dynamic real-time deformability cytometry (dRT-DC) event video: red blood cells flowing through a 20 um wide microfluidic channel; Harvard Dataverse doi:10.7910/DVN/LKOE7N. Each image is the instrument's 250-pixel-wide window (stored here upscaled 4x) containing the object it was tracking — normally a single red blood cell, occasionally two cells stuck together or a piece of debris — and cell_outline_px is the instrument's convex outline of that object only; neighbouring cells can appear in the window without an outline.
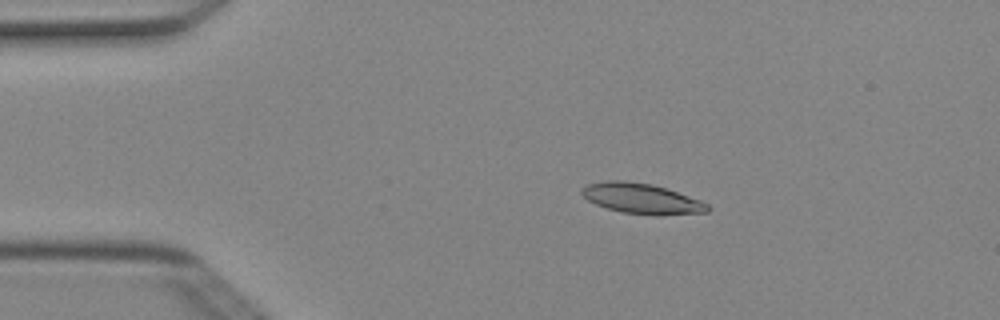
{"species": "Egyptian fruit bat (a non-hibernating species)", "species_latin": "Rousettus aegyptiacus", "temperature_condition": "cold", "stored_images_in_passage": 4, "camera_frame_rate_fps": 3000, "um_per_image_px": 0.085, "animal": {"sex": "female"}, "frame": {"image": 1, "passage_image": 2, "time_ms": 0.333, "image_size_px": [1000, 320], "cell_outline_px": [[712, 208], [708, 212], [660, 216], [656, 216], [624, 212], [608, 208], [596, 204], [588, 200], [580, 192], [580, 188], [588, 184], [608, 180], [624, 180], [652, 184], [700, 200], [708, 204]], "centroid_in_image_um": [54.55, 16.88], "position_along_channel_um": 30.4, "area_um2": 22.25}}
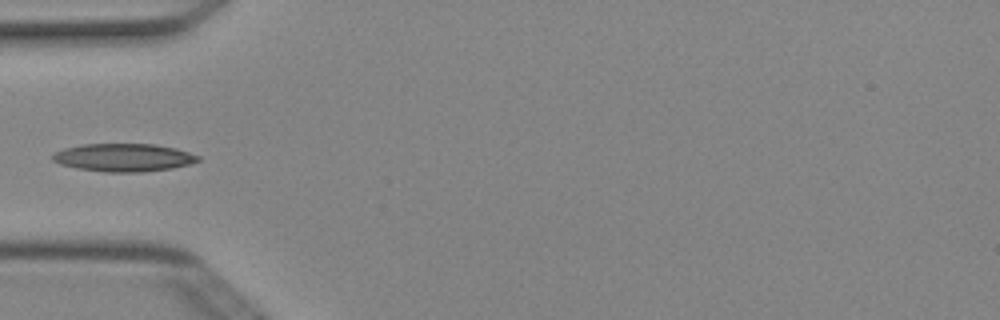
{"frame": {"image": 2, "passage_image": 4, "time_ms": 1.0, "image_size_px": [1000, 320], "cell_outline_px": [[200, 160], [188, 164], [172, 168], [144, 172], [104, 172], [76, 168], [60, 164], [52, 160], [52, 156], [56, 152], [64, 148], [84, 144], [156, 144], [176, 148], [200, 156]], "centroid_in_image_um": [10.51, 13.39], "position_along_channel_um": 74.5, "area_um2": 23.7}}